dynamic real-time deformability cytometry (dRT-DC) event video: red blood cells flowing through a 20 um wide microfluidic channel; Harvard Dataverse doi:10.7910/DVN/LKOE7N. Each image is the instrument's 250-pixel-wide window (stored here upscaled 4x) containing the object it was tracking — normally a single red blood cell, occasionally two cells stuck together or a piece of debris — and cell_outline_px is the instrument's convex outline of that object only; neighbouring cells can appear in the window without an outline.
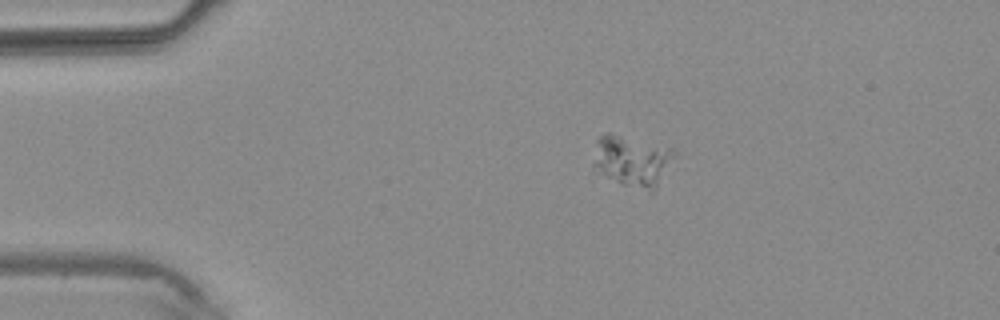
{"species": "common noctule bat (a hibernating species)", "species_latin": "Nyctalus noctula", "temperature_condition": "warm", "stored_images_in_passage": 2, "camera_frame_rate_fps": 3000, "um_per_image_px": 0.085, "animal": {"sex": "male", "body_mass_g": 20.4}, "frame": {"image": 1, "passage_image": 1, "time_ms": 0.0, "image_size_px": [1000, 320], "cell_outline_px": [[676, 156], [656, 188], [652, 192], [648, 192], [620, 184], [592, 168], [592, 164], [596, 140], [604, 132], [608, 132], [672, 148], [676, 152]], "centroid_in_image_um": [53.71, 13.68], "position_along_channel_um": 31.3, "area_um2": 24.39}}